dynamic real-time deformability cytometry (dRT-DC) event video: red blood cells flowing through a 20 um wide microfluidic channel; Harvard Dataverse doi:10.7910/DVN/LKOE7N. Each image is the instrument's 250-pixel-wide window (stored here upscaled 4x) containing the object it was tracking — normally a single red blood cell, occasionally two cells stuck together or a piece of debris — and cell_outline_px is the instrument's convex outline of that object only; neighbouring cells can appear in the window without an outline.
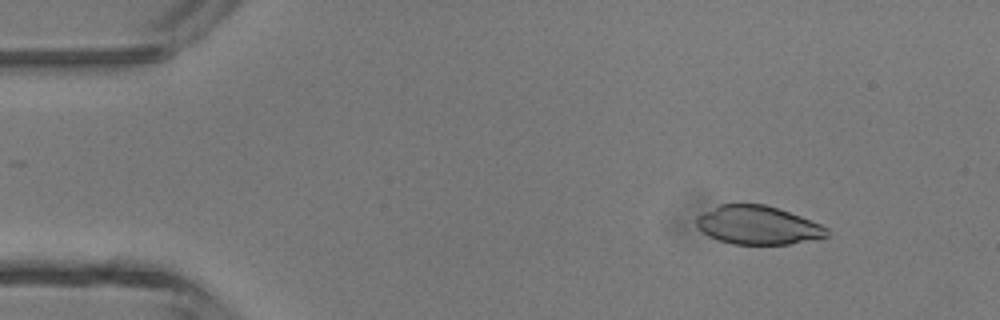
{"species": "common noctule bat (a hibernating species)", "species_latin": "Nyctalus noctula", "temperature_condition": "room temperature", "stored_images_in_passage": 45, "camera_frame_rate_fps": 3000, "um_per_image_px": 0.085, "animal": {"sex": "male", "body_mass_g": 13.3}, "frame": {"image": 1, "passage_image": 5, "time_ms": 1.333, "image_size_px": [1000, 320], "cell_outline_px": [[828, 236], [788, 244], [732, 244], [708, 236], [696, 224], [696, 216], [720, 204], [764, 204], [800, 216], [820, 224], [828, 228]], "centroid_in_image_um": [64.4, 19.14], "position_along_channel_um": 20.6, "area_um2": 28.9}}
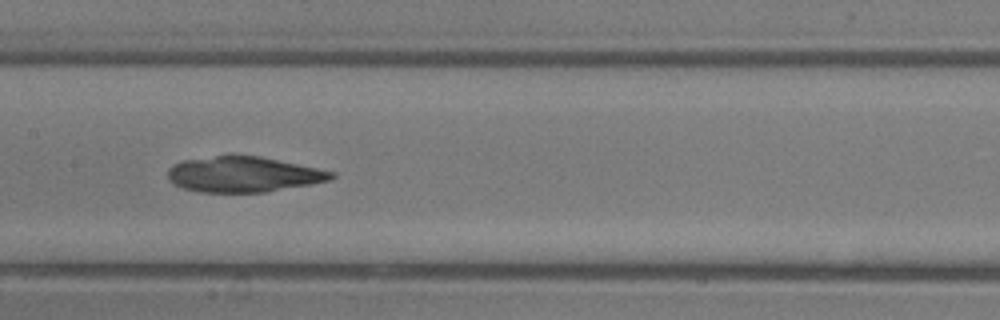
{"frame": {"image": 2, "passage_image": 22, "time_ms": 7.0, "image_size_px": [1000, 320], "cell_outline_px": [[336, 176], [328, 180], [312, 184], [268, 192], [200, 192], [184, 188], [172, 184], [168, 180], [168, 168], [172, 164], [184, 160], [232, 152], [236, 152], [260, 156], [336, 172]], "centroid_in_image_um": [20.65, 14.79], "position_along_channel_um": 186.7, "area_um2": 34.68}}
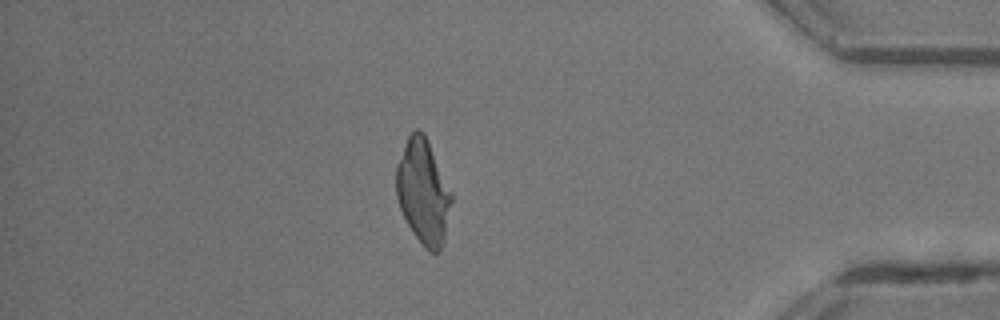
{"frame": {"image": 3, "passage_image": 39, "time_ms": 12.667, "image_size_px": [1000, 320], "cell_outline_px": [[452, 200], [444, 240], [440, 252], [428, 252], [412, 232], [400, 208], [396, 196], [396, 164], [408, 136], [416, 128], [420, 128], [424, 132], [428, 140], [452, 192]], "centroid_in_image_um": [35.97, 16.29], "position_along_channel_um": 399.2, "area_um2": 33.76}}